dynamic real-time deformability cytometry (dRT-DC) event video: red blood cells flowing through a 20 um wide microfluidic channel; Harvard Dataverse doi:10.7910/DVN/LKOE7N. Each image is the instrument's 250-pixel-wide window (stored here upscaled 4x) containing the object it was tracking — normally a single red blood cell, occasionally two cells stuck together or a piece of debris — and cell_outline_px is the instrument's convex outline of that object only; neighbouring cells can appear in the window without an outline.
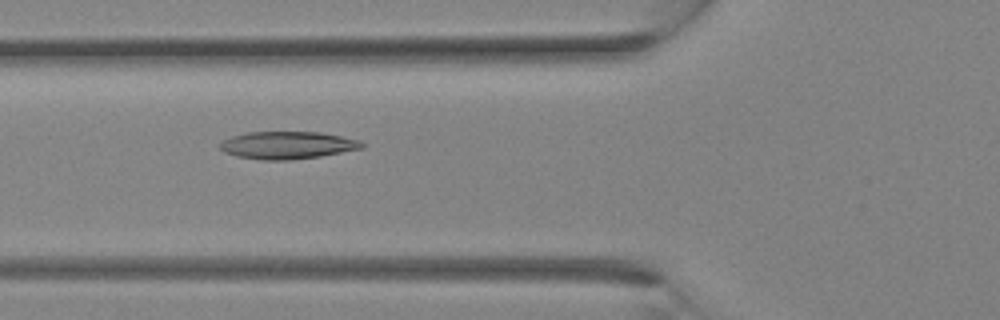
{"species": "Egyptian fruit bat (a non-hibernating species)", "species_latin": "Rousettus aegyptiacus", "temperature_condition": "room temperature", "stored_images_in_passage": 32, "camera_frame_rate_fps": 3000, "um_per_image_px": 0.085, "animal": {"sex": "female"}, "frame": {"image": 1, "passage_image": 12, "time_ms": 3.667, "image_size_px": [1000, 320], "cell_outline_px": [[364, 148], [320, 156], [288, 160], [260, 160], [236, 156], [224, 152], [220, 148], [220, 144], [224, 140], [232, 136], [248, 132], [320, 132], [360, 140], [364, 144]], "centroid_in_image_um": [24.43, 12.34], "position_along_channel_um": 101.4, "area_um2": 22.66}}
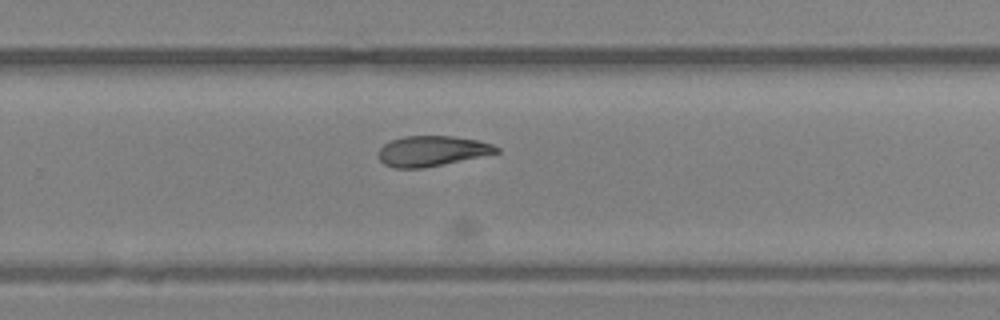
{"frame": {"image": 2, "passage_image": 21, "time_ms": 6.667, "image_size_px": [1000, 320], "cell_outline_px": [[500, 152], [424, 168], [392, 168], [384, 164], [380, 160], [380, 148], [384, 144], [392, 140], [404, 136], [452, 136], [476, 140], [492, 144], [500, 148]], "centroid_in_image_um": [36.71, 12.84], "position_along_channel_um": 293.1, "area_um2": 20.63}}
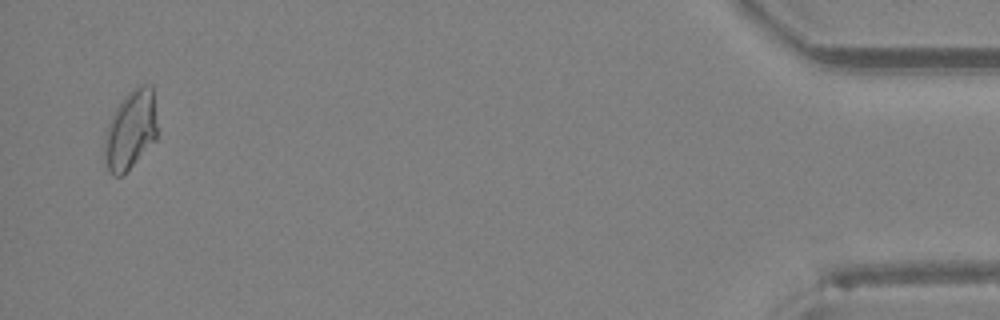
{"frame": {"image": 3, "passage_image": 31, "time_ms": 10.0, "image_size_px": [1000, 320], "cell_outline_px": [[156, 140], [120, 176], [116, 176], [108, 168], [104, 160], [104, 136], [108, 124], [116, 108], [124, 96], [128, 92], [140, 84], [152, 84], [156, 128]], "centroid_in_image_um": [11.08, 11.0], "position_along_channel_um": 424.1, "area_um2": 23.81}}